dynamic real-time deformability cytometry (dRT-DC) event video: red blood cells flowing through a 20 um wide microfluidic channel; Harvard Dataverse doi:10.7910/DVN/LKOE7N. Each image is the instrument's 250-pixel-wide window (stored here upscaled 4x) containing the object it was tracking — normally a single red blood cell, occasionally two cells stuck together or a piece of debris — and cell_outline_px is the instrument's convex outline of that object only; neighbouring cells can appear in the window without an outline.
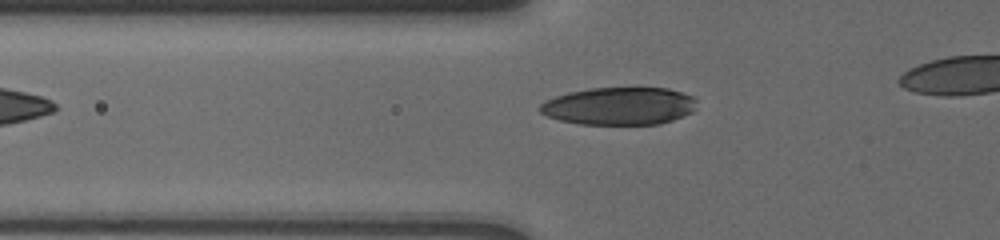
{"species": "human", "species_latin": "Homo sapiens", "temperature_condition": "cold", "stored_images_in_passage": 33, "camera_frame_rate_fps": 3000, "um_per_image_px": 0.085, "donor": {"sex": "male"}, "frame": {"image": 1, "passage_image": 2, "time_ms": 0.333, "image_size_px": [1000, 240], "cell_outline_px": [[696, 108], [692, 112], [684, 116], [660, 124], [580, 124], [560, 120], [548, 116], [540, 112], [540, 104], [544, 100], [568, 92], [588, 88], [668, 88], [692, 96], [696, 100]], "centroid_in_image_um": [52.64, 9.01], "position_along_channel_um": 73.2, "area_um2": 34.45}}
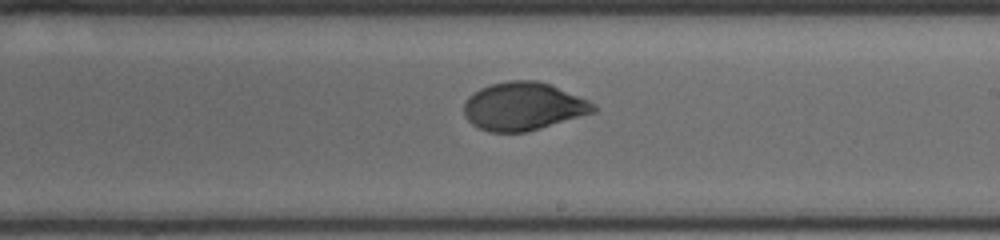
{"frame": {"image": 2, "passage_image": 16, "time_ms": 5.0, "image_size_px": [1000, 240], "cell_outline_px": [[596, 112], [540, 128], [524, 132], [488, 132], [476, 128], [464, 116], [464, 104], [468, 96], [472, 92], [480, 88], [492, 84], [508, 80], [536, 80], [548, 84], [588, 100], [596, 104]], "centroid_in_image_um": [44.44, 9.05], "position_along_channel_um": 244.6, "area_um2": 36.24}}
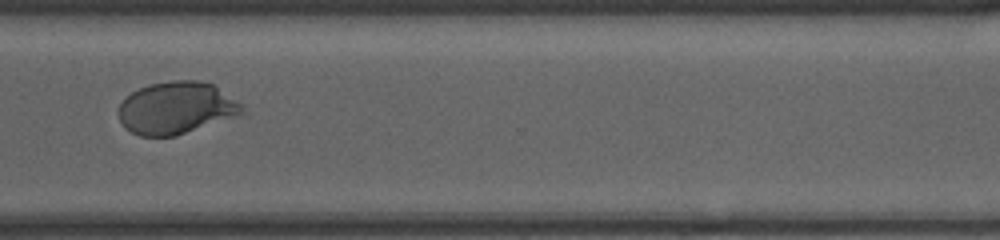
{"frame": {"image": 3, "passage_image": 25, "time_ms": 8.0, "image_size_px": [1000, 240], "cell_outline_px": [[244, 112], [176, 136], [140, 136], [124, 128], [120, 120], [120, 104], [132, 92], [148, 84], [172, 80], [200, 80], [212, 84], [240, 104], [244, 108]], "centroid_in_image_um": [14.93, 9.17], "position_along_channel_um": 355.7, "area_um2": 36.88}}